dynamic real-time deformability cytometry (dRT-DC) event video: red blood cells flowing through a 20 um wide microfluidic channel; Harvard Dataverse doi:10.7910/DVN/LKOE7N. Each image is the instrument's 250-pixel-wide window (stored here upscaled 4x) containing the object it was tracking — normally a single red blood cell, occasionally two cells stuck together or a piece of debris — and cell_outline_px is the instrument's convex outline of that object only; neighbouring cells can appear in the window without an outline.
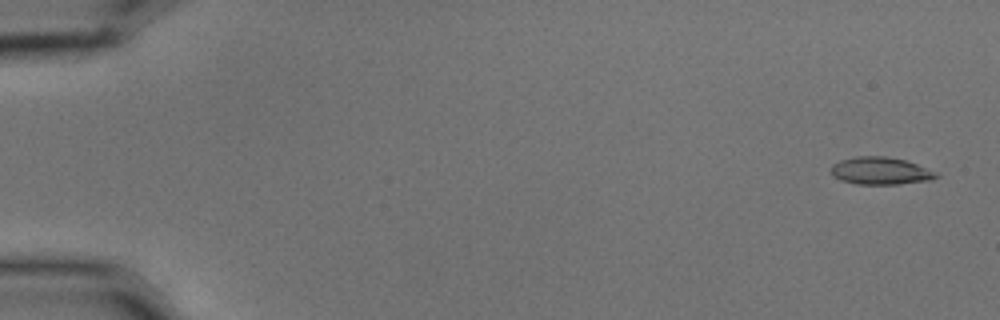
{"species": "common noctule bat (a hibernating species)", "species_latin": "Nyctalus noctula", "temperature_condition": "cold", "stored_images_in_passage": 5, "camera_frame_rate_fps": 3000, "um_per_image_px": 0.085, "animal": {"sex": "male", "body_mass_g": 15.6}, "frame": {"image": 1, "passage_image": 1, "time_ms": 0.0, "image_size_px": [1000, 320], "cell_outline_px": [[940, 176], [932, 180], [900, 184], [856, 184], [840, 180], [832, 176], [832, 164], [840, 160], [856, 156], [888, 156], [904, 160], [916, 164], [936, 172]], "centroid_in_image_um": [74.84, 14.53], "position_along_channel_um": 10.2, "area_um2": 16.88}}